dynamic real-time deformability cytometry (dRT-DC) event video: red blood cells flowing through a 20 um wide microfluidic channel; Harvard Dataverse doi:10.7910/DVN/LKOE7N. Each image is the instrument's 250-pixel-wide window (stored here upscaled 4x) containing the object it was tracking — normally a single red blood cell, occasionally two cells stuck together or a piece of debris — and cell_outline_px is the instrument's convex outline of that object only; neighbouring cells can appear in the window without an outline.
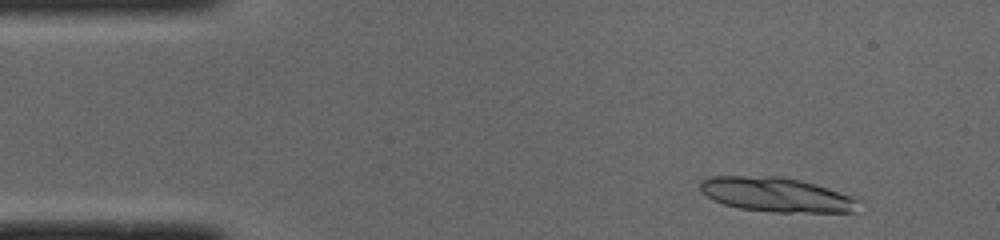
{"species": "common noctule bat (a hibernating species)", "species_latin": "Nyctalus noctula", "temperature_condition": "cold", "stored_images_in_passage": 43, "segment_of_instrument_passage": [1, 2], "camera_frame_rate_fps": 3000, "um_per_image_px": 0.085, "animal": {"sex": "male", "body_mass_g": 19.0, "forearm_length_mm": 50.8}, "frame": {"image": 1, "passage_image": 4, "time_ms": 1.0, "image_size_px": [1000, 240], "cell_outline_px": [[864, 212], [776, 212], [740, 208], [724, 204], [712, 200], [700, 192], [700, 180], [708, 176], [780, 176], [800, 180], [860, 196]], "centroid_in_image_um": [66.13, 16.55], "position_along_channel_um": 18.9, "area_um2": 32.77}}